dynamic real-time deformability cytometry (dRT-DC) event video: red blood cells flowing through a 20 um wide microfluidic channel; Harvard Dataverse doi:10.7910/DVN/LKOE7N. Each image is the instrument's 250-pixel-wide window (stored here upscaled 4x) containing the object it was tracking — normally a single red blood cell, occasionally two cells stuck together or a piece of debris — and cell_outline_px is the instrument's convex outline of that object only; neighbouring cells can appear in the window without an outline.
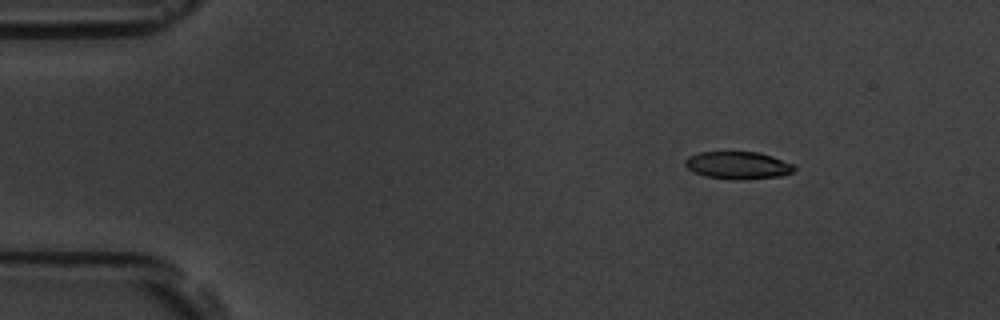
{"species": "common noctule bat (a hibernating species)", "species_latin": "Nyctalus noctula", "temperature_condition": "room temperature", "stored_images_in_passage": 5, "camera_frame_rate_fps": 3000, "um_per_image_px": 0.085, "animal": {"sex": "male", "body_mass_g": 19.5, "forearm_length_mm": 54.6}, "frame": {"image": 1, "passage_image": 2, "time_ms": 1.333, "image_size_px": [1000, 320], "cell_outline_px": [[796, 168], [792, 172], [780, 176], [740, 180], [736, 180], [708, 176], [696, 172], [688, 168], [684, 164], [684, 160], [688, 156], [700, 152], [756, 152], [772, 156], [796, 164]], "centroid_in_image_um": [62.76, 14.04], "position_along_channel_um": 22.2, "area_um2": 17.4}}